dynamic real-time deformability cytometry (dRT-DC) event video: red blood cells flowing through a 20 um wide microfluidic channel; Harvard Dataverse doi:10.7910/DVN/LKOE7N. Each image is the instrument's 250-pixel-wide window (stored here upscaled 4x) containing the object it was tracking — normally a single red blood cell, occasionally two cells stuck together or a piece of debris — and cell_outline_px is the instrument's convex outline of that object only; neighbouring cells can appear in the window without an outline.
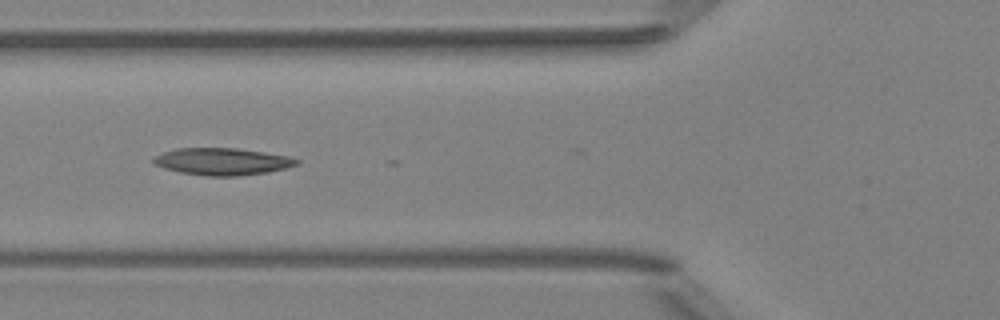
{"species": "Egyptian fruit bat (a non-hibernating species)", "species_latin": "Rousettus aegyptiacus", "temperature_condition": "room temperature", "stored_images_in_passage": 15, "camera_frame_rate_fps": 3000, "um_per_image_px": 0.085, "animal": {"sex": "female"}, "frame": {"image": 1, "passage_image": 7, "time_ms": 2.0, "image_size_px": [1000, 320], "cell_outline_px": [[300, 160], [296, 164], [284, 168], [268, 172], [236, 176], [208, 176], [180, 172], [164, 168], [156, 164], [152, 160], [152, 156], [176, 148], [236, 148], [264, 152], [288, 156]], "centroid_in_image_um": [18.86, 13.72], "position_along_channel_um": 106.9, "area_um2": 22.43}}
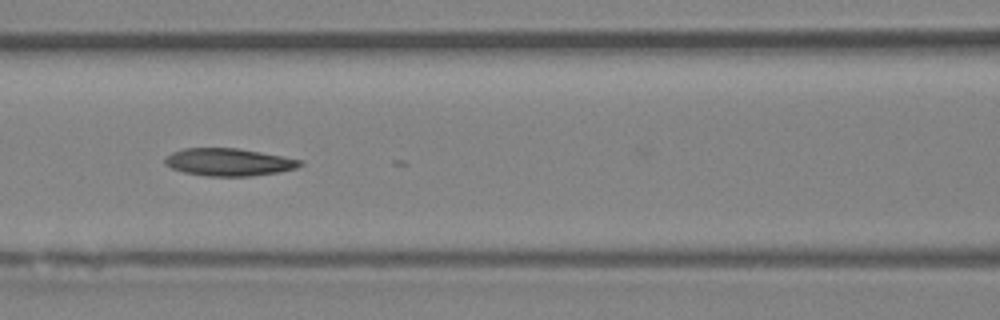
{"frame": {"image": 2, "passage_image": 10, "time_ms": 3.0, "image_size_px": [1000, 320], "cell_outline_px": [[304, 164], [296, 168], [280, 172], [252, 176], [208, 176], [184, 172], [172, 168], [164, 164], [164, 160], [172, 152], [184, 148], [236, 148], [284, 156], [300, 160]], "centroid_in_image_um": [19.46, 13.78], "position_along_channel_um": 147.1, "area_um2": 21.62}}